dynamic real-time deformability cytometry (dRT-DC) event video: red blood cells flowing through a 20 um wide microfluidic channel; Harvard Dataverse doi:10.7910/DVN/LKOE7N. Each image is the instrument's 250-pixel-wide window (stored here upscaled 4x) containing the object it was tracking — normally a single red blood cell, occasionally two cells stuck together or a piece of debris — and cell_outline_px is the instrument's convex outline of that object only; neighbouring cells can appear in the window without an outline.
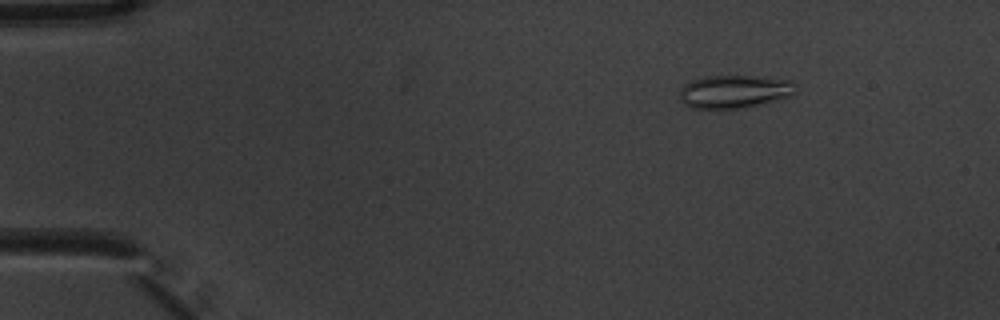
{"species": "common noctule bat (a hibernating species)", "species_latin": "Nyctalus noctula", "temperature_condition": "warm", "stored_images_in_passage": 6, "camera_frame_rate_fps": 3000, "um_per_image_px": 0.085, "animal": {"sex": "male", "body_mass_g": 20.1, "forearm_length_mm": 53.5}, "frame": {"image": 1, "passage_image": 3, "time_ms": 0.667, "image_size_px": [1000, 320], "cell_outline_px": [[796, 92], [792, 96], [776, 100], [736, 108], [692, 108], [684, 104], [680, 96], [680, 88], [684, 84], [692, 80], [704, 76], [756, 76], [792, 80], [796, 84]], "centroid_in_image_um": [62.44, 7.76], "position_along_channel_um": 22.6, "area_um2": 22.25}}
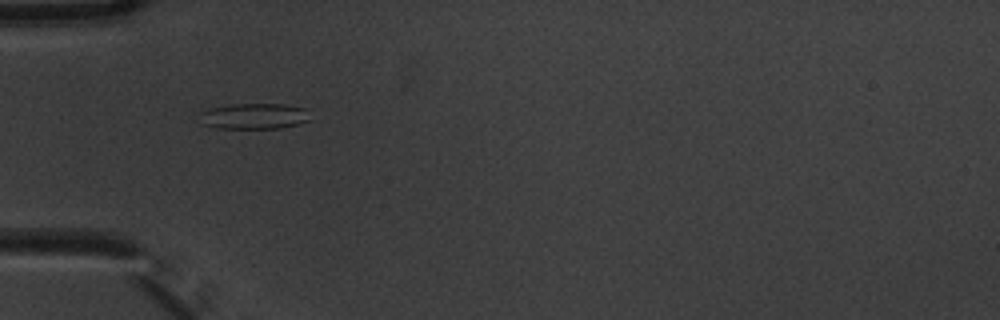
{"frame": {"image": 2, "passage_image": 5, "time_ms": 1.333, "image_size_px": [1000, 320], "cell_outline_px": [[312, 120], [280, 128], [216, 128], [200, 124], [200, 112], [212, 108], [232, 104], [284, 104], [304, 108]], "centroid_in_image_um": [21.58, 9.88], "position_along_channel_um": 63.4, "area_um2": 16.59}}
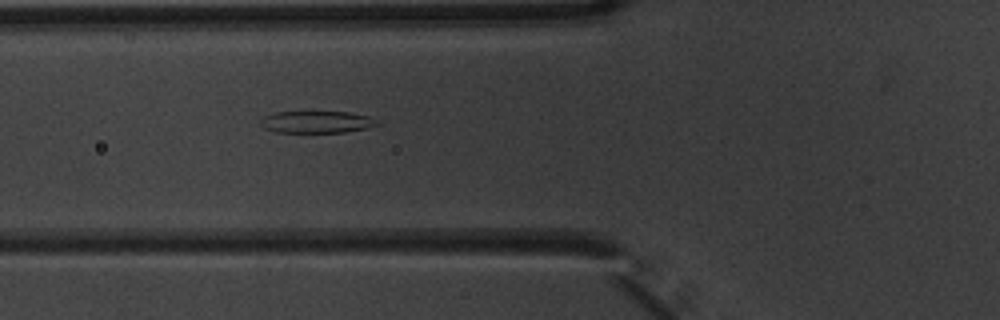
{"frame": {"image": 3, "passage_image": 6, "time_ms": 1.667, "image_size_px": [1000, 320], "cell_outline_px": [[380, 124], [368, 128], [344, 132], [276, 132], [264, 128], [260, 124], [260, 120], [264, 116], [276, 112], [348, 112], [368, 116], [376, 120]], "centroid_in_image_um": [26.91, 10.37], "position_along_channel_um": 98.9, "area_um2": 14.85}}